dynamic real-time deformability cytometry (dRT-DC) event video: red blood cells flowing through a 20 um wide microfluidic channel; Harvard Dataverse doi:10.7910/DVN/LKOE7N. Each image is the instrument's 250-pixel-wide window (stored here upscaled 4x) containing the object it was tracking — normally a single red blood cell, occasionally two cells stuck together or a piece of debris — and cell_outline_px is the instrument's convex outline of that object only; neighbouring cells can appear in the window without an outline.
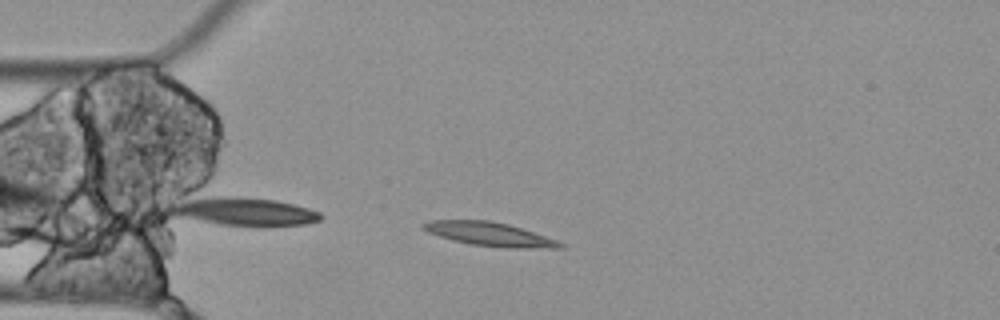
{"species": "Egyptian fruit bat (a non-hibernating species)", "species_latin": "Rousettus aegyptiacus", "temperature_condition": "cold", "stored_images_in_passage": 5, "camera_frame_rate_fps": 3000, "um_per_image_px": 0.085, "animal": {"sex": "female"}, "frame": {"image": 1, "passage_image": 4, "time_ms": 1.0, "image_size_px": [1000, 320], "cell_outline_px": [[564, 248], [504, 248], [472, 244], [452, 240], [428, 232], [420, 228], [420, 224], [428, 220], [488, 220], [508, 224], [556, 240], [564, 244]], "centroid_in_image_um": [41.56, 19.9], "position_along_channel_um": 43.4, "area_um2": 18.84}}